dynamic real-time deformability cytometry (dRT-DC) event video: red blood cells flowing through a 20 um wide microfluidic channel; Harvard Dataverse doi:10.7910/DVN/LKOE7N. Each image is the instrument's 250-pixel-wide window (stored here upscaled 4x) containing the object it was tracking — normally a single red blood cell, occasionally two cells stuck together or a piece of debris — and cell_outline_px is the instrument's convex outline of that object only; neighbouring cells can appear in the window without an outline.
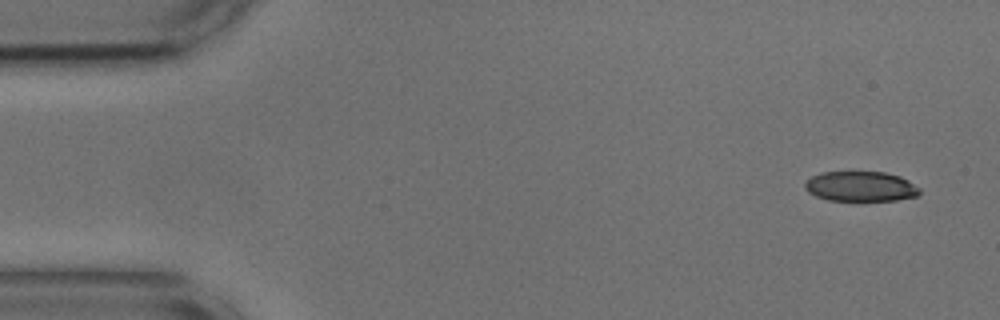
{"species": "common noctule bat (a hibernating species)", "species_latin": "Nyctalus noctula", "temperature_condition": "cold", "stored_images_in_passage": 3, "camera_frame_rate_fps": 3000, "um_per_image_px": 0.085, "animal": {"sex": "male", "body_mass_g": 17.9, "forearm_length_mm": 54.2}, "frame": {"image": 1, "passage_image": 1, "time_ms": 0.0, "image_size_px": [1000, 320], "cell_outline_px": [[920, 192], [916, 196], [896, 200], [828, 200], [816, 196], [808, 192], [804, 188], [804, 184], [812, 176], [820, 172], [884, 172], [900, 176], [908, 180], [920, 188]], "centroid_in_image_um": [73.15, 15.84], "position_along_channel_um": 11.9, "area_um2": 20.0}}
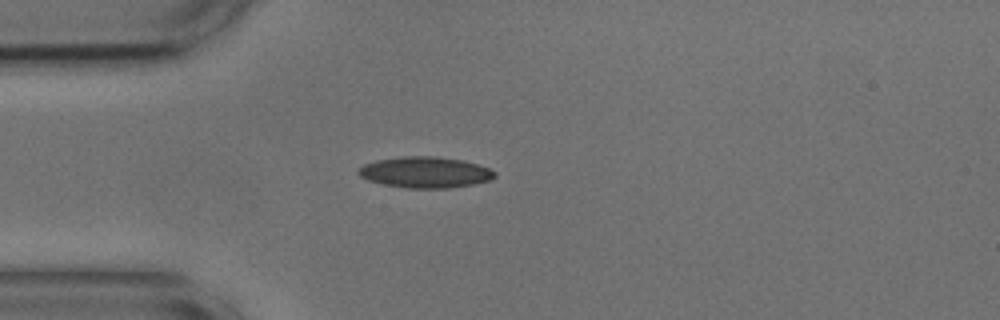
{"frame": {"image": 2, "passage_image": 3, "time_ms": 0.667, "image_size_px": [1000, 320], "cell_outline_px": [[496, 176], [492, 180], [472, 184], [448, 188], [408, 188], [380, 184], [368, 180], [360, 176], [356, 172], [364, 164], [376, 160], [404, 156], [432, 156], [460, 160], [476, 164], [488, 168], [496, 172]], "centroid_in_image_um": [36.12, 14.65], "position_along_channel_um": 48.9, "area_um2": 24.57}}